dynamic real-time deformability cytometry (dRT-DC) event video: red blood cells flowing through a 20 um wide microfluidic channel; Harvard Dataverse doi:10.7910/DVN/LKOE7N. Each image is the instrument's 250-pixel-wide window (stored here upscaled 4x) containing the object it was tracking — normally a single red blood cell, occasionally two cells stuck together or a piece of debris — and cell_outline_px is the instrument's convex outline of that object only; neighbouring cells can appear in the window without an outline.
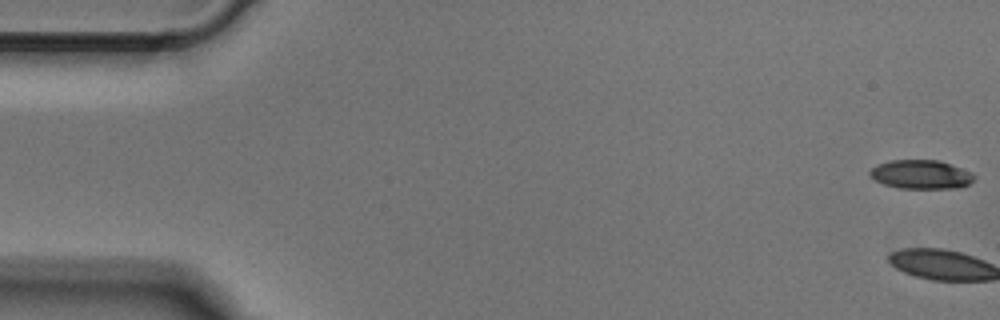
{"species": "Egyptian fruit bat (a non-hibernating species)", "species_latin": "Rousettus aegyptiacus", "temperature_condition": "cold", "stored_images_in_passage": 52, "camera_frame_rate_fps": 3000, "um_per_image_px": 0.085, "animal": {"sex": "male"}, "frame": {"image": 1, "passage_image": 1, "time_ms": 0.0, "image_size_px": [1000, 320], "cell_outline_px": [[976, 176], [968, 184], [956, 188], [900, 188], [884, 184], [868, 176], [868, 172], [876, 164], [892, 160], [940, 160], [972, 172]], "centroid_in_image_um": [78.26, 14.82], "position_along_channel_um": 6.7, "area_um2": 17.57}}
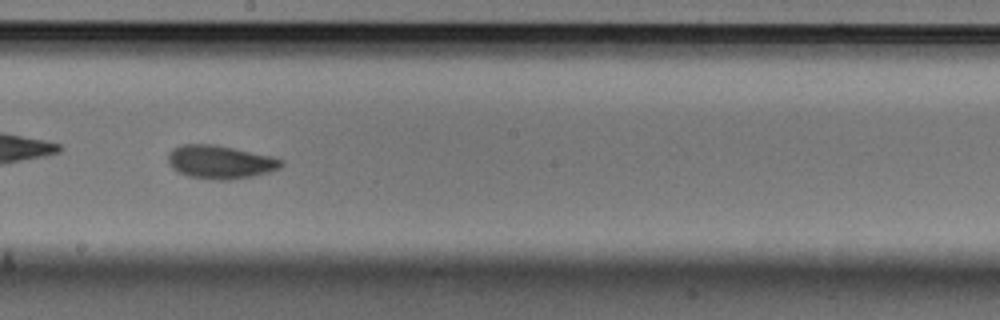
{"frame": {"image": 2, "passage_image": 29, "time_ms": 9.333, "image_size_px": [1000, 320], "cell_outline_px": [[284, 164], [280, 168], [268, 172], [252, 176], [228, 180], [212, 180], [188, 176], [176, 172], [168, 164], [168, 152], [172, 148], [180, 144], [216, 144], [272, 156], [284, 160]], "centroid_in_image_um": [18.69, 13.76], "position_along_channel_um": 229.5, "area_um2": 22.37}}
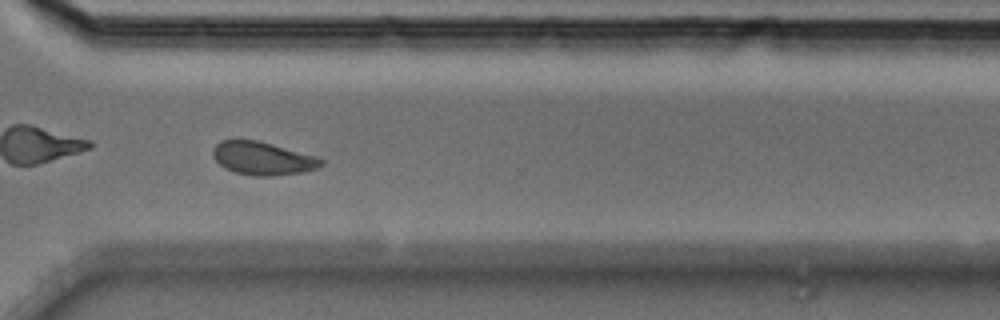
{"frame": {"image": 3, "passage_image": 38, "time_ms": 12.333, "image_size_px": [1000, 320], "cell_outline_px": [[324, 164], [316, 168], [304, 172], [272, 176], [252, 176], [236, 172], [224, 168], [212, 156], [212, 148], [220, 140], [256, 140], [272, 144], [316, 156], [324, 160]], "centroid_in_image_um": [22.32, 13.47], "position_along_channel_um": 348.3, "area_um2": 20.92}}